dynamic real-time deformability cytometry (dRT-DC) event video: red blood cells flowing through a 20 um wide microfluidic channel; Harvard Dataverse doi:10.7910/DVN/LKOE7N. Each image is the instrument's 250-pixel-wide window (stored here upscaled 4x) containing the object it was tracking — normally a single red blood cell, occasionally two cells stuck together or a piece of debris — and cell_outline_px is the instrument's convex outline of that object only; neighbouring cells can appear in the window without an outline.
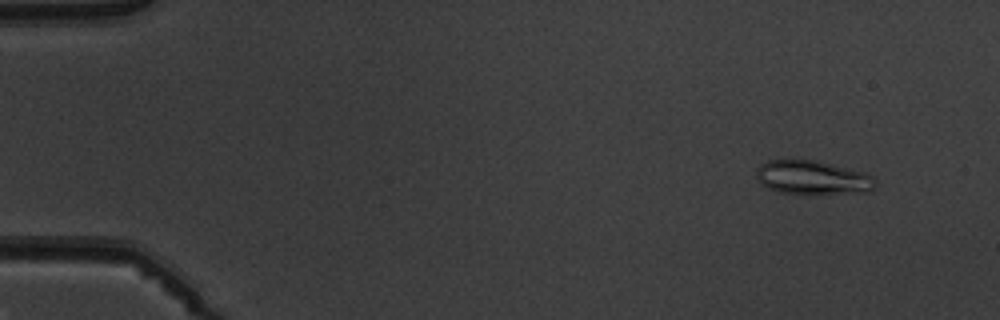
{"species": "common noctule bat (a hibernating species)", "species_latin": "Nyctalus noctula", "temperature_condition": "warm", "stored_images_in_passage": 4, "camera_frame_rate_fps": 3000, "um_per_image_px": 0.085, "animal": {"sex": "male", "body_mass_g": 19.5, "forearm_length_mm": 54.6}, "frame": {"image": 1, "passage_image": 1, "time_ms": 0.0, "image_size_px": [1000, 320], "cell_outline_px": [[876, 184], [872, 192], [804, 196], [780, 192], [768, 188], [760, 184], [756, 176], [756, 168], [760, 164], [768, 160], [816, 160], [864, 172], [872, 176], [876, 180]], "centroid_in_image_um": [69.08, 15.14], "position_along_channel_um": 15.9, "area_um2": 24.39}}